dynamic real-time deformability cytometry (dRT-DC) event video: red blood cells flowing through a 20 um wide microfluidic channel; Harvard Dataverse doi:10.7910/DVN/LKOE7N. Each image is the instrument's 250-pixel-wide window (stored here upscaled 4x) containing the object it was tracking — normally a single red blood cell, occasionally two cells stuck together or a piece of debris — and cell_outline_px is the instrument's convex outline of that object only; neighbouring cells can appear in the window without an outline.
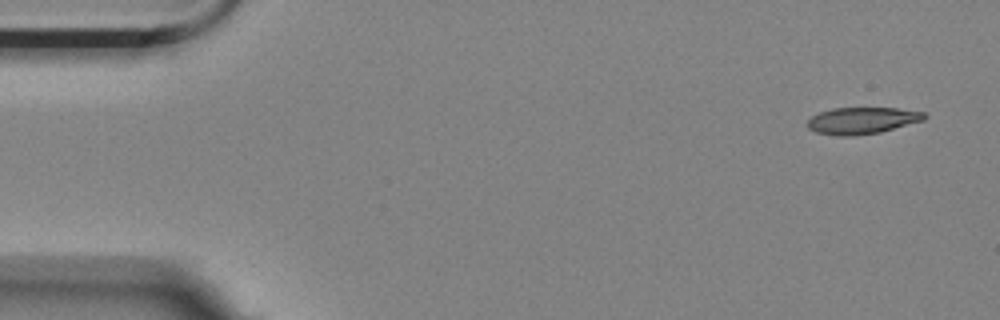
{"species": "Egyptian fruit bat (a non-hibernating species)", "species_latin": "Rousettus aegyptiacus", "temperature_condition": "room temperature", "stored_images_in_passage": 7, "camera_frame_rate_fps": 3000, "um_per_image_px": 0.085, "animal": {"sex": "female"}, "frame": {"image": 1, "passage_image": 1, "time_ms": 0.0, "image_size_px": [1000, 320], "cell_outline_px": [[928, 116], [924, 120], [880, 132], [856, 136], [836, 136], [816, 132], [808, 128], [808, 120], [812, 116], [820, 112], [832, 108], [896, 108], [924, 112]], "centroid_in_image_um": [73.28, 10.25], "position_along_channel_um": 11.7, "area_um2": 18.21}}
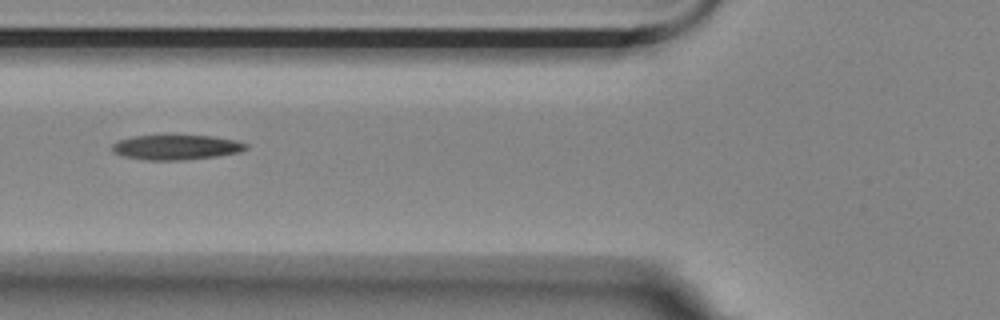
{"frame": {"image": 2, "passage_image": 6, "time_ms": 1.667, "image_size_px": [1000, 320], "cell_outline_px": [[248, 148], [240, 152], [216, 156], [180, 160], [148, 160], [124, 156], [112, 152], [112, 144], [120, 140], [132, 136], [212, 136], [236, 140], [248, 144]], "centroid_in_image_um": [14.99, 12.52], "position_along_channel_um": 110.8, "area_um2": 19.19}}
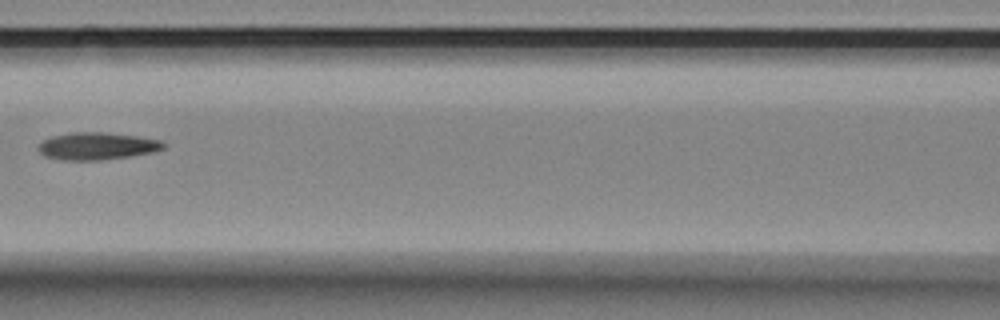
{"frame": {"image": 3, "passage_image": 7, "time_ms": 2.0, "image_size_px": [1000, 320], "cell_outline_px": [[164, 148], [152, 152], [128, 156], [100, 160], [60, 160], [44, 156], [36, 148], [44, 140], [52, 136], [68, 132], [104, 132], [136, 136], [160, 140], [164, 144]], "centroid_in_image_um": [8.19, 12.41], "position_along_channel_um": 158.4, "area_um2": 19.83}}